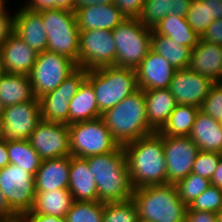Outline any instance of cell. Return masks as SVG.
Wrapping results in <instances>:
<instances>
[{
	"mask_svg": "<svg viewBox=\"0 0 222 222\" xmlns=\"http://www.w3.org/2000/svg\"><path fill=\"white\" fill-rule=\"evenodd\" d=\"M132 200L141 221H185L187 206L179 198L175 184L149 185L134 189Z\"/></svg>",
	"mask_w": 222,
	"mask_h": 222,
	"instance_id": "obj_4",
	"label": "cell"
},
{
	"mask_svg": "<svg viewBox=\"0 0 222 222\" xmlns=\"http://www.w3.org/2000/svg\"><path fill=\"white\" fill-rule=\"evenodd\" d=\"M140 90L167 89L175 69L164 57L152 49L135 69Z\"/></svg>",
	"mask_w": 222,
	"mask_h": 222,
	"instance_id": "obj_17",
	"label": "cell"
},
{
	"mask_svg": "<svg viewBox=\"0 0 222 222\" xmlns=\"http://www.w3.org/2000/svg\"><path fill=\"white\" fill-rule=\"evenodd\" d=\"M25 8L34 12H40L47 9H56V0H29L24 4Z\"/></svg>",
	"mask_w": 222,
	"mask_h": 222,
	"instance_id": "obj_46",
	"label": "cell"
},
{
	"mask_svg": "<svg viewBox=\"0 0 222 222\" xmlns=\"http://www.w3.org/2000/svg\"><path fill=\"white\" fill-rule=\"evenodd\" d=\"M3 73H4V72H3V68H2L1 62H0V77H1V75H2Z\"/></svg>",
	"mask_w": 222,
	"mask_h": 222,
	"instance_id": "obj_56",
	"label": "cell"
},
{
	"mask_svg": "<svg viewBox=\"0 0 222 222\" xmlns=\"http://www.w3.org/2000/svg\"><path fill=\"white\" fill-rule=\"evenodd\" d=\"M4 108H5V107L3 106V104H2V102H1V100H0V117H2Z\"/></svg>",
	"mask_w": 222,
	"mask_h": 222,
	"instance_id": "obj_55",
	"label": "cell"
},
{
	"mask_svg": "<svg viewBox=\"0 0 222 222\" xmlns=\"http://www.w3.org/2000/svg\"><path fill=\"white\" fill-rule=\"evenodd\" d=\"M189 137L200 151L222 154V127L218 121L201 110L196 115Z\"/></svg>",
	"mask_w": 222,
	"mask_h": 222,
	"instance_id": "obj_24",
	"label": "cell"
},
{
	"mask_svg": "<svg viewBox=\"0 0 222 222\" xmlns=\"http://www.w3.org/2000/svg\"><path fill=\"white\" fill-rule=\"evenodd\" d=\"M88 71L78 67L55 90L39 98L42 120L69 125V102L86 79Z\"/></svg>",
	"mask_w": 222,
	"mask_h": 222,
	"instance_id": "obj_12",
	"label": "cell"
},
{
	"mask_svg": "<svg viewBox=\"0 0 222 222\" xmlns=\"http://www.w3.org/2000/svg\"><path fill=\"white\" fill-rule=\"evenodd\" d=\"M3 135L5 142L29 140L31 133L42 121L41 105L38 98L4 108Z\"/></svg>",
	"mask_w": 222,
	"mask_h": 222,
	"instance_id": "obj_13",
	"label": "cell"
},
{
	"mask_svg": "<svg viewBox=\"0 0 222 222\" xmlns=\"http://www.w3.org/2000/svg\"><path fill=\"white\" fill-rule=\"evenodd\" d=\"M216 222H222V210L216 213Z\"/></svg>",
	"mask_w": 222,
	"mask_h": 222,
	"instance_id": "obj_54",
	"label": "cell"
},
{
	"mask_svg": "<svg viewBox=\"0 0 222 222\" xmlns=\"http://www.w3.org/2000/svg\"><path fill=\"white\" fill-rule=\"evenodd\" d=\"M136 204L132 199L124 202L104 203L103 222H139Z\"/></svg>",
	"mask_w": 222,
	"mask_h": 222,
	"instance_id": "obj_36",
	"label": "cell"
},
{
	"mask_svg": "<svg viewBox=\"0 0 222 222\" xmlns=\"http://www.w3.org/2000/svg\"><path fill=\"white\" fill-rule=\"evenodd\" d=\"M17 220L18 216L10 209L0 191V222H17Z\"/></svg>",
	"mask_w": 222,
	"mask_h": 222,
	"instance_id": "obj_47",
	"label": "cell"
},
{
	"mask_svg": "<svg viewBox=\"0 0 222 222\" xmlns=\"http://www.w3.org/2000/svg\"><path fill=\"white\" fill-rule=\"evenodd\" d=\"M9 164H14L35 176L42 159L29 140L7 142Z\"/></svg>",
	"mask_w": 222,
	"mask_h": 222,
	"instance_id": "obj_34",
	"label": "cell"
},
{
	"mask_svg": "<svg viewBox=\"0 0 222 222\" xmlns=\"http://www.w3.org/2000/svg\"><path fill=\"white\" fill-rule=\"evenodd\" d=\"M191 2L192 0H145L137 18L143 25L153 28L170 13L186 17Z\"/></svg>",
	"mask_w": 222,
	"mask_h": 222,
	"instance_id": "obj_27",
	"label": "cell"
},
{
	"mask_svg": "<svg viewBox=\"0 0 222 222\" xmlns=\"http://www.w3.org/2000/svg\"><path fill=\"white\" fill-rule=\"evenodd\" d=\"M68 126L71 156L87 158L115 151L120 146L101 117Z\"/></svg>",
	"mask_w": 222,
	"mask_h": 222,
	"instance_id": "obj_8",
	"label": "cell"
},
{
	"mask_svg": "<svg viewBox=\"0 0 222 222\" xmlns=\"http://www.w3.org/2000/svg\"><path fill=\"white\" fill-rule=\"evenodd\" d=\"M101 118L120 146L155 133L146 118L145 95L140 89L102 113Z\"/></svg>",
	"mask_w": 222,
	"mask_h": 222,
	"instance_id": "obj_3",
	"label": "cell"
},
{
	"mask_svg": "<svg viewBox=\"0 0 222 222\" xmlns=\"http://www.w3.org/2000/svg\"><path fill=\"white\" fill-rule=\"evenodd\" d=\"M14 33L37 53L47 50V33L41 14L25 7L14 14Z\"/></svg>",
	"mask_w": 222,
	"mask_h": 222,
	"instance_id": "obj_21",
	"label": "cell"
},
{
	"mask_svg": "<svg viewBox=\"0 0 222 222\" xmlns=\"http://www.w3.org/2000/svg\"><path fill=\"white\" fill-rule=\"evenodd\" d=\"M8 0H0V15H2L6 11V4Z\"/></svg>",
	"mask_w": 222,
	"mask_h": 222,
	"instance_id": "obj_52",
	"label": "cell"
},
{
	"mask_svg": "<svg viewBox=\"0 0 222 222\" xmlns=\"http://www.w3.org/2000/svg\"><path fill=\"white\" fill-rule=\"evenodd\" d=\"M77 64L55 52L38 53L29 78L36 98L55 90L76 69Z\"/></svg>",
	"mask_w": 222,
	"mask_h": 222,
	"instance_id": "obj_9",
	"label": "cell"
},
{
	"mask_svg": "<svg viewBox=\"0 0 222 222\" xmlns=\"http://www.w3.org/2000/svg\"><path fill=\"white\" fill-rule=\"evenodd\" d=\"M14 32V15L8 9L0 15V48Z\"/></svg>",
	"mask_w": 222,
	"mask_h": 222,
	"instance_id": "obj_43",
	"label": "cell"
},
{
	"mask_svg": "<svg viewBox=\"0 0 222 222\" xmlns=\"http://www.w3.org/2000/svg\"><path fill=\"white\" fill-rule=\"evenodd\" d=\"M86 80L93 87L101 114L139 90L136 70L132 68L108 66L88 70Z\"/></svg>",
	"mask_w": 222,
	"mask_h": 222,
	"instance_id": "obj_5",
	"label": "cell"
},
{
	"mask_svg": "<svg viewBox=\"0 0 222 222\" xmlns=\"http://www.w3.org/2000/svg\"><path fill=\"white\" fill-rule=\"evenodd\" d=\"M29 75L3 73L0 77V100L4 107L35 99Z\"/></svg>",
	"mask_w": 222,
	"mask_h": 222,
	"instance_id": "obj_26",
	"label": "cell"
},
{
	"mask_svg": "<svg viewBox=\"0 0 222 222\" xmlns=\"http://www.w3.org/2000/svg\"><path fill=\"white\" fill-rule=\"evenodd\" d=\"M113 0H75V10L82 9L87 6H92V5H105V4H110L112 3Z\"/></svg>",
	"mask_w": 222,
	"mask_h": 222,
	"instance_id": "obj_48",
	"label": "cell"
},
{
	"mask_svg": "<svg viewBox=\"0 0 222 222\" xmlns=\"http://www.w3.org/2000/svg\"><path fill=\"white\" fill-rule=\"evenodd\" d=\"M201 39L222 46V19L214 20L207 27Z\"/></svg>",
	"mask_w": 222,
	"mask_h": 222,
	"instance_id": "obj_42",
	"label": "cell"
},
{
	"mask_svg": "<svg viewBox=\"0 0 222 222\" xmlns=\"http://www.w3.org/2000/svg\"><path fill=\"white\" fill-rule=\"evenodd\" d=\"M80 31L105 29L113 30L127 16L112 2L105 5H92L74 10Z\"/></svg>",
	"mask_w": 222,
	"mask_h": 222,
	"instance_id": "obj_20",
	"label": "cell"
},
{
	"mask_svg": "<svg viewBox=\"0 0 222 222\" xmlns=\"http://www.w3.org/2000/svg\"><path fill=\"white\" fill-rule=\"evenodd\" d=\"M17 222H66V218L47 214H22L18 216Z\"/></svg>",
	"mask_w": 222,
	"mask_h": 222,
	"instance_id": "obj_45",
	"label": "cell"
},
{
	"mask_svg": "<svg viewBox=\"0 0 222 222\" xmlns=\"http://www.w3.org/2000/svg\"><path fill=\"white\" fill-rule=\"evenodd\" d=\"M85 159L94 175L99 202H124L132 199L134 188L123 146Z\"/></svg>",
	"mask_w": 222,
	"mask_h": 222,
	"instance_id": "obj_2",
	"label": "cell"
},
{
	"mask_svg": "<svg viewBox=\"0 0 222 222\" xmlns=\"http://www.w3.org/2000/svg\"><path fill=\"white\" fill-rule=\"evenodd\" d=\"M47 33V51L78 62L80 30L74 11L47 9L39 12Z\"/></svg>",
	"mask_w": 222,
	"mask_h": 222,
	"instance_id": "obj_6",
	"label": "cell"
},
{
	"mask_svg": "<svg viewBox=\"0 0 222 222\" xmlns=\"http://www.w3.org/2000/svg\"><path fill=\"white\" fill-rule=\"evenodd\" d=\"M56 8L74 11L75 0H56Z\"/></svg>",
	"mask_w": 222,
	"mask_h": 222,
	"instance_id": "obj_51",
	"label": "cell"
},
{
	"mask_svg": "<svg viewBox=\"0 0 222 222\" xmlns=\"http://www.w3.org/2000/svg\"><path fill=\"white\" fill-rule=\"evenodd\" d=\"M186 19L201 37L214 20L222 19V0H192Z\"/></svg>",
	"mask_w": 222,
	"mask_h": 222,
	"instance_id": "obj_31",
	"label": "cell"
},
{
	"mask_svg": "<svg viewBox=\"0 0 222 222\" xmlns=\"http://www.w3.org/2000/svg\"><path fill=\"white\" fill-rule=\"evenodd\" d=\"M199 110V107L177 104L167 122L157 133L164 136H189Z\"/></svg>",
	"mask_w": 222,
	"mask_h": 222,
	"instance_id": "obj_33",
	"label": "cell"
},
{
	"mask_svg": "<svg viewBox=\"0 0 222 222\" xmlns=\"http://www.w3.org/2000/svg\"><path fill=\"white\" fill-rule=\"evenodd\" d=\"M112 34L116 47V67L136 69L151 49L152 28L138 18H126Z\"/></svg>",
	"mask_w": 222,
	"mask_h": 222,
	"instance_id": "obj_7",
	"label": "cell"
},
{
	"mask_svg": "<svg viewBox=\"0 0 222 222\" xmlns=\"http://www.w3.org/2000/svg\"><path fill=\"white\" fill-rule=\"evenodd\" d=\"M104 203L74 201L66 214V222H103Z\"/></svg>",
	"mask_w": 222,
	"mask_h": 222,
	"instance_id": "obj_35",
	"label": "cell"
},
{
	"mask_svg": "<svg viewBox=\"0 0 222 222\" xmlns=\"http://www.w3.org/2000/svg\"><path fill=\"white\" fill-rule=\"evenodd\" d=\"M0 191L17 216L27 213L36 196L34 176L17 165L8 164L0 170Z\"/></svg>",
	"mask_w": 222,
	"mask_h": 222,
	"instance_id": "obj_10",
	"label": "cell"
},
{
	"mask_svg": "<svg viewBox=\"0 0 222 222\" xmlns=\"http://www.w3.org/2000/svg\"><path fill=\"white\" fill-rule=\"evenodd\" d=\"M188 69L214 83L222 82V46L200 38L198 44L191 49Z\"/></svg>",
	"mask_w": 222,
	"mask_h": 222,
	"instance_id": "obj_19",
	"label": "cell"
},
{
	"mask_svg": "<svg viewBox=\"0 0 222 222\" xmlns=\"http://www.w3.org/2000/svg\"><path fill=\"white\" fill-rule=\"evenodd\" d=\"M152 32L167 36L177 42L179 46L184 45L191 49L198 44L201 38L187 23L186 17L176 16L172 13L153 26Z\"/></svg>",
	"mask_w": 222,
	"mask_h": 222,
	"instance_id": "obj_29",
	"label": "cell"
},
{
	"mask_svg": "<svg viewBox=\"0 0 222 222\" xmlns=\"http://www.w3.org/2000/svg\"><path fill=\"white\" fill-rule=\"evenodd\" d=\"M123 148L134 189L167 184L164 140L157 132L134 140Z\"/></svg>",
	"mask_w": 222,
	"mask_h": 222,
	"instance_id": "obj_1",
	"label": "cell"
},
{
	"mask_svg": "<svg viewBox=\"0 0 222 222\" xmlns=\"http://www.w3.org/2000/svg\"><path fill=\"white\" fill-rule=\"evenodd\" d=\"M9 164L7 142L0 140V170Z\"/></svg>",
	"mask_w": 222,
	"mask_h": 222,
	"instance_id": "obj_50",
	"label": "cell"
},
{
	"mask_svg": "<svg viewBox=\"0 0 222 222\" xmlns=\"http://www.w3.org/2000/svg\"><path fill=\"white\" fill-rule=\"evenodd\" d=\"M3 128H4L3 119L2 117H0V140H2Z\"/></svg>",
	"mask_w": 222,
	"mask_h": 222,
	"instance_id": "obj_53",
	"label": "cell"
},
{
	"mask_svg": "<svg viewBox=\"0 0 222 222\" xmlns=\"http://www.w3.org/2000/svg\"><path fill=\"white\" fill-rule=\"evenodd\" d=\"M213 84L209 78L187 68L175 71L168 89L177 104L200 108Z\"/></svg>",
	"mask_w": 222,
	"mask_h": 222,
	"instance_id": "obj_16",
	"label": "cell"
},
{
	"mask_svg": "<svg viewBox=\"0 0 222 222\" xmlns=\"http://www.w3.org/2000/svg\"><path fill=\"white\" fill-rule=\"evenodd\" d=\"M160 136L164 140L167 184H176L192 172L199 149L189 136Z\"/></svg>",
	"mask_w": 222,
	"mask_h": 222,
	"instance_id": "obj_14",
	"label": "cell"
},
{
	"mask_svg": "<svg viewBox=\"0 0 222 222\" xmlns=\"http://www.w3.org/2000/svg\"><path fill=\"white\" fill-rule=\"evenodd\" d=\"M144 1L145 0H113V3L127 18H137L141 13Z\"/></svg>",
	"mask_w": 222,
	"mask_h": 222,
	"instance_id": "obj_41",
	"label": "cell"
},
{
	"mask_svg": "<svg viewBox=\"0 0 222 222\" xmlns=\"http://www.w3.org/2000/svg\"><path fill=\"white\" fill-rule=\"evenodd\" d=\"M175 185L179 198L186 206H189L194 199L211 185V182L207 178L190 173L185 178L179 180Z\"/></svg>",
	"mask_w": 222,
	"mask_h": 222,
	"instance_id": "obj_37",
	"label": "cell"
},
{
	"mask_svg": "<svg viewBox=\"0 0 222 222\" xmlns=\"http://www.w3.org/2000/svg\"><path fill=\"white\" fill-rule=\"evenodd\" d=\"M92 85L85 79L69 102V125L101 117Z\"/></svg>",
	"mask_w": 222,
	"mask_h": 222,
	"instance_id": "obj_30",
	"label": "cell"
},
{
	"mask_svg": "<svg viewBox=\"0 0 222 222\" xmlns=\"http://www.w3.org/2000/svg\"><path fill=\"white\" fill-rule=\"evenodd\" d=\"M144 95L149 126L158 132L167 122L177 103L168 88L144 90Z\"/></svg>",
	"mask_w": 222,
	"mask_h": 222,
	"instance_id": "obj_25",
	"label": "cell"
},
{
	"mask_svg": "<svg viewBox=\"0 0 222 222\" xmlns=\"http://www.w3.org/2000/svg\"><path fill=\"white\" fill-rule=\"evenodd\" d=\"M221 157L222 154L218 152H207L199 150L191 173L211 180V177L214 174Z\"/></svg>",
	"mask_w": 222,
	"mask_h": 222,
	"instance_id": "obj_39",
	"label": "cell"
},
{
	"mask_svg": "<svg viewBox=\"0 0 222 222\" xmlns=\"http://www.w3.org/2000/svg\"><path fill=\"white\" fill-rule=\"evenodd\" d=\"M68 190L74 201H98L94 175L85 158L71 156Z\"/></svg>",
	"mask_w": 222,
	"mask_h": 222,
	"instance_id": "obj_23",
	"label": "cell"
},
{
	"mask_svg": "<svg viewBox=\"0 0 222 222\" xmlns=\"http://www.w3.org/2000/svg\"><path fill=\"white\" fill-rule=\"evenodd\" d=\"M73 196L68 189L36 191L31 210L24 214H47L57 217H66L73 204Z\"/></svg>",
	"mask_w": 222,
	"mask_h": 222,
	"instance_id": "obj_28",
	"label": "cell"
},
{
	"mask_svg": "<svg viewBox=\"0 0 222 222\" xmlns=\"http://www.w3.org/2000/svg\"><path fill=\"white\" fill-rule=\"evenodd\" d=\"M200 110L216 121L222 120V82L214 83L203 100Z\"/></svg>",
	"mask_w": 222,
	"mask_h": 222,
	"instance_id": "obj_40",
	"label": "cell"
},
{
	"mask_svg": "<svg viewBox=\"0 0 222 222\" xmlns=\"http://www.w3.org/2000/svg\"><path fill=\"white\" fill-rule=\"evenodd\" d=\"M115 41L111 30L96 29L80 31L77 66L88 70L114 66Z\"/></svg>",
	"mask_w": 222,
	"mask_h": 222,
	"instance_id": "obj_11",
	"label": "cell"
},
{
	"mask_svg": "<svg viewBox=\"0 0 222 222\" xmlns=\"http://www.w3.org/2000/svg\"><path fill=\"white\" fill-rule=\"evenodd\" d=\"M184 222H216V213L192 210L187 206Z\"/></svg>",
	"mask_w": 222,
	"mask_h": 222,
	"instance_id": "obj_44",
	"label": "cell"
},
{
	"mask_svg": "<svg viewBox=\"0 0 222 222\" xmlns=\"http://www.w3.org/2000/svg\"><path fill=\"white\" fill-rule=\"evenodd\" d=\"M151 49L164 57L175 69H187L190 61L191 48L179 46L167 36L154 34L151 35Z\"/></svg>",
	"mask_w": 222,
	"mask_h": 222,
	"instance_id": "obj_32",
	"label": "cell"
},
{
	"mask_svg": "<svg viewBox=\"0 0 222 222\" xmlns=\"http://www.w3.org/2000/svg\"><path fill=\"white\" fill-rule=\"evenodd\" d=\"M211 185L222 189V157L218 163V166L211 177Z\"/></svg>",
	"mask_w": 222,
	"mask_h": 222,
	"instance_id": "obj_49",
	"label": "cell"
},
{
	"mask_svg": "<svg viewBox=\"0 0 222 222\" xmlns=\"http://www.w3.org/2000/svg\"><path fill=\"white\" fill-rule=\"evenodd\" d=\"M42 160L70 155L69 126L42 120L29 138Z\"/></svg>",
	"mask_w": 222,
	"mask_h": 222,
	"instance_id": "obj_15",
	"label": "cell"
},
{
	"mask_svg": "<svg viewBox=\"0 0 222 222\" xmlns=\"http://www.w3.org/2000/svg\"><path fill=\"white\" fill-rule=\"evenodd\" d=\"M38 53L14 32L0 48V62L5 73L29 75Z\"/></svg>",
	"mask_w": 222,
	"mask_h": 222,
	"instance_id": "obj_18",
	"label": "cell"
},
{
	"mask_svg": "<svg viewBox=\"0 0 222 222\" xmlns=\"http://www.w3.org/2000/svg\"><path fill=\"white\" fill-rule=\"evenodd\" d=\"M71 155L42 160L34 180L36 191L68 189Z\"/></svg>",
	"mask_w": 222,
	"mask_h": 222,
	"instance_id": "obj_22",
	"label": "cell"
},
{
	"mask_svg": "<svg viewBox=\"0 0 222 222\" xmlns=\"http://www.w3.org/2000/svg\"><path fill=\"white\" fill-rule=\"evenodd\" d=\"M188 207L192 210L218 213L222 210V189L210 185Z\"/></svg>",
	"mask_w": 222,
	"mask_h": 222,
	"instance_id": "obj_38",
	"label": "cell"
}]
</instances>
